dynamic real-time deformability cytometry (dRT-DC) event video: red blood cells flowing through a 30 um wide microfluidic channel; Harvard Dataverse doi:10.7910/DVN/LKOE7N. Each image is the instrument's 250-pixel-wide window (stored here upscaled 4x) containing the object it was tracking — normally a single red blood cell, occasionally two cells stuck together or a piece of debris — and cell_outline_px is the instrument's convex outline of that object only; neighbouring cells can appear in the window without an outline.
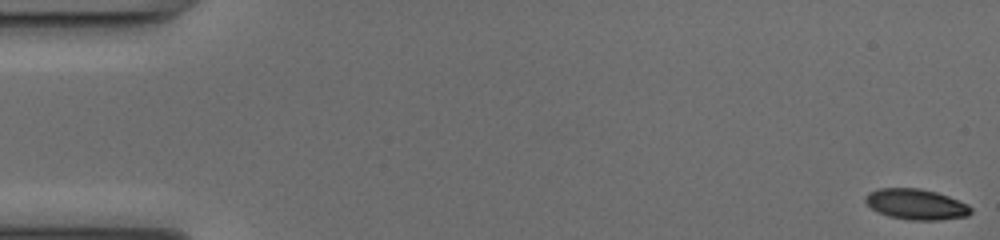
{"species": "common noctule bat (a hibernating species)", "species_latin": "Nyctalus noctula", "temperature_condition": "cold", "stored_images_in_passage": 51, "camera_frame_rate_fps": 3000, "um_per_image_px": 0.085, "animal": {"sex": "female", "body_mass_g": 17.0, "forearm_length_mm": 48.0}, "frame": {"image": 1, "passage_image": 1, "time_ms": 0.0, "image_size_px": [1000, 240], "cell_outline_px": [[972, 212], [968, 216], [940, 220], [912, 220], [888, 216], [876, 212], [864, 200], [864, 196], [868, 192], [880, 188], [920, 188], [936, 192], [948, 196], [968, 204], [972, 208]], "centroid_in_image_um": [77.87, 17.36], "position_along_channel_um": 7.1, "area_um2": 18.96}}
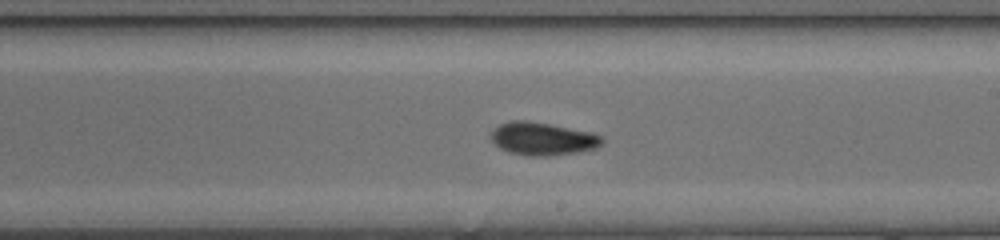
{"frame": {"image": 2, "passage_image": 30, "time_ms": 9.667, "image_size_px": [1000, 240], "cell_outline_px": [[604, 140], [596, 148], [580, 152], [548, 156], [528, 156], [508, 152], [500, 148], [488, 136], [500, 124], [508, 120], [528, 120], [592, 132], [604, 136]], "centroid_in_image_um": [46.13, 11.79], "position_along_channel_um": 242.9, "area_um2": 21.5}}
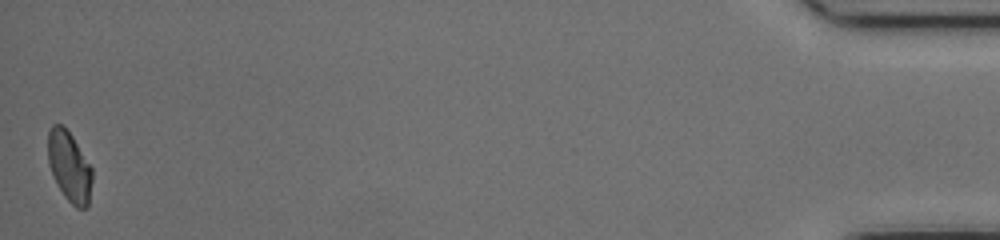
{"frame": {"image": 3, "passage_image": 51, "time_ms": 16.667, "image_size_px": [1000, 240], "cell_outline_px": [[92, 180], [88, 208], [76, 208], [64, 196], [56, 184], [48, 164], [48, 132], [52, 124], [60, 124], [72, 136], [92, 168]], "centroid_in_image_um": [5.89, 14.19], "position_along_channel_um": 429.3, "area_um2": 18.09}, "authors_computed_cell_mechanics": {"area_um2": 19.7098, "velocity_mm_per_s": 4.0832, "shape_relaxation_time_tau1_ms": 6.2099, "shape_relaxation_time_tau2_ms": 3.6969, "deformation_change_tau1": 0.1461, "deformation_change_tau2": 0.0632}}